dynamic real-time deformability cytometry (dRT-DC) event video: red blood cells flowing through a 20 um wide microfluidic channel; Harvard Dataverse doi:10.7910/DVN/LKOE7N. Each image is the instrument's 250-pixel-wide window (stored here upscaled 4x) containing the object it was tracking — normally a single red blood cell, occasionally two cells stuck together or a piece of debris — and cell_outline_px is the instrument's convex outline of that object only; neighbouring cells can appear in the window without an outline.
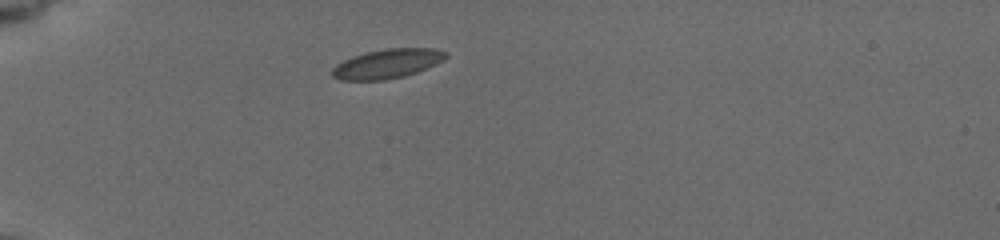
{"species": "common noctule bat (a hibernating species)", "species_latin": "Nyctalus noctula", "temperature_condition": "cold", "stored_images_in_passage": 13, "camera_frame_rate_fps": 3000, "um_per_image_px": 0.085, "animal": {"sex": "female", "body_mass_g": 19.5, "forearm_length_mm": 54.1}, "frame": {"image": 1, "passage_image": 1, "time_ms": 0.0, "image_size_px": [1000, 240], "cell_outline_px": [[448, 56], [444, 60], [416, 72], [404, 76], [384, 80], [340, 80], [332, 76], [332, 68], [336, 64], [352, 56], [368, 52], [388, 48], [436, 48], [448, 52]], "centroid_in_image_um": [32.93, 5.41], "position_along_channel_um": 52.1, "area_um2": 19.36}}
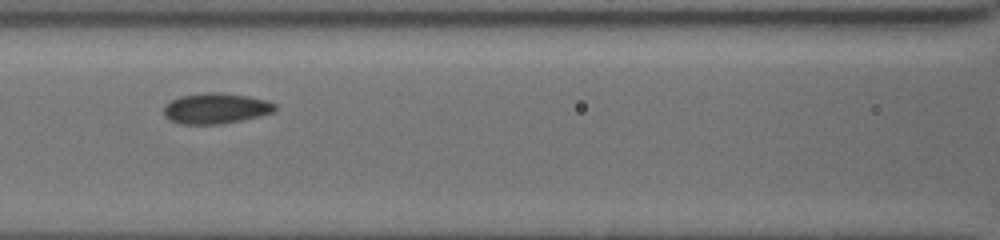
{"frame": {"image": 2, "passage_image": 7, "time_ms": 3.333, "image_size_px": [1000, 240], "cell_outline_px": [[276, 108], [272, 112], [260, 116], [220, 124], [180, 124], [168, 120], [164, 116], [164, 104], [180, 96], [204, 92], [220, 92], [248, 96], [268, 100], [276, 104]], "centroid_in_image_um": [18.32, 9.21], "position_along_channel_um": 148.3, "area_um2": 20.0}}
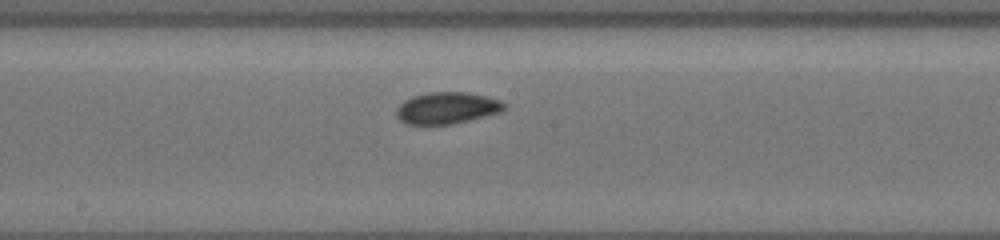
{"frame": {"image": 3, "passage_image": 11, "time_ms": 5.0, "image_size_px": [1000, 240], "cell_outline_px": [[508, 104], [500, 112], [452, 124], [404, 124], [396, 116], [396, 108], [404, 100], [412, 96], [428, 92], [468, 92], [488, 96], [500, 100]], "centroid_in_image_um": [37.98, 9.17], "position_along_channel_um": 210.2, "area_um2": 20.0}}